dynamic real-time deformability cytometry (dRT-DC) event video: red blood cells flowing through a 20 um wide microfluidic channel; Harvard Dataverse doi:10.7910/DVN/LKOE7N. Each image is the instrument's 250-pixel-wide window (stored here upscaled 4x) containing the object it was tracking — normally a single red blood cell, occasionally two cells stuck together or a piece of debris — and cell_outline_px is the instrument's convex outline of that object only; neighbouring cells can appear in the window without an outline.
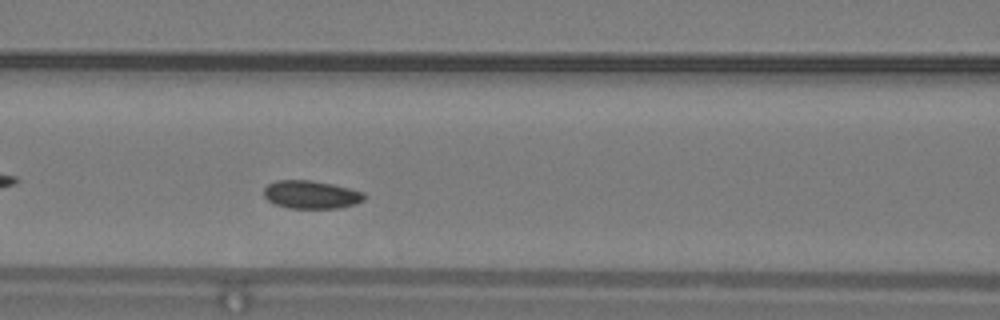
{"species": "common noctule bat (a hibernating species)", "species_latin": "Nyctalus noctula", "temperature_condition": "warm", "stored_images_in_passage": 40, "camera_frame_rate_fps": 3000, "um_per_image_px": 0.085, "animal": {"sex": "male", "body_mass_g": 19.2, "forearm_length_mm": 51.8}, "frame": {"image": 1, "passage_image": 12, "time_ms": 3.667, "image_size_px": [1000, 320], "cell_outline_px": [[364, 200], [356, 204], [336, 208], [288, 208], [276, 204], [268, 200], [264, 196], [264, 188], [268, 184], [276, 180], [312, 180], [332, 184], [364, 192]], "centroid_in_image_um": [26.43, 16.54], "position_along_channel_um": 140.2, "area_um2": 16.36}}
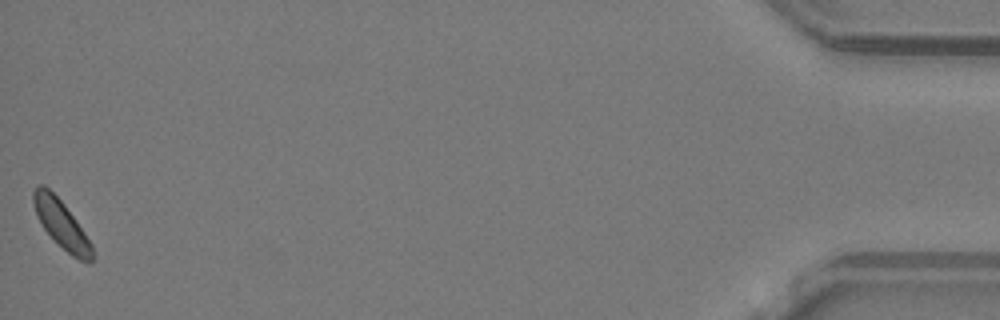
{"frame": {"image": 2, "passage_image": 40, "time_ms": 13.0, "image_size_px": [1000, 320], "cell_outline_px": [[92, 264], [88, 264], [72, 256], [44, 228], [36, 216], [32, 200], [32, 192], [40, 184], [44, 184], [64, 204], [84, 232], [92, 244]], "centroid_in_image_um": [5.21, 19.04], "position_along_channel_um": 430.0, "area_um2": 16.01}, "authors_computed_cell_mechanics": {"area_um2": 16.5886, "velocity_mm_per_s": 4.1691, "shape_relaxation_time_tau1_ms": null, "shape_relaxation_time_tau2_ms": 8.1712, "deformation_change_tau1": null, "deformation_change_tau2": 0.0893}}